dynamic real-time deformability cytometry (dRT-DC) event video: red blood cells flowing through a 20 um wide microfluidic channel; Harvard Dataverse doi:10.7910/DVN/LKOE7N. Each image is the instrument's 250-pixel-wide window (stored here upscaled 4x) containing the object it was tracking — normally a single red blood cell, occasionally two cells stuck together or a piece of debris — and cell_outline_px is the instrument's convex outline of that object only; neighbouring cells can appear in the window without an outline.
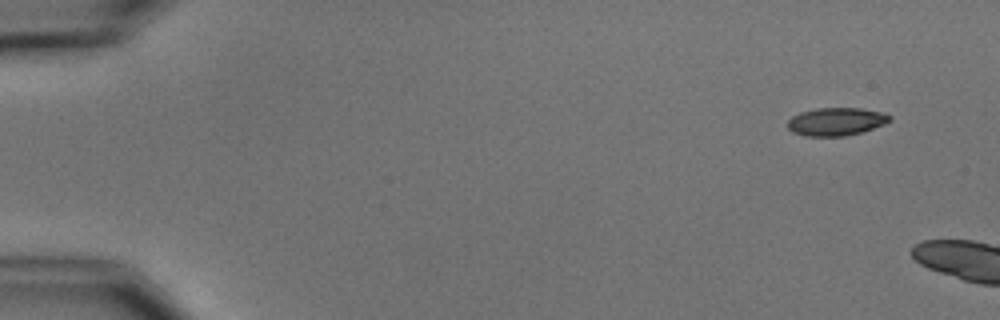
{"species": "common noctule bat (a hibernating species)", "species_latin": "Nyctalus noctula", "temperature_condition": "cold", "stored_images_in_passage": 3, "camera_frame_rate_fps": 3000, "um_per_image_px": 0.085, "animal": {"sex": "male", "body_mass_g": 15.6}, "frame": {"image": 1, "passage_image": 1, "time_ms": 0.0, "image_size_px": [1000, 320], "cell_outline_px": [[892, 120], [884, 124], [860, 132], [844, 136], [808, 136], [792, 132], [788, 128], [788, 120], [792, 116], [800, 112], [816, 108], [860, 108], [884, 112], [892, 116]], "centroid_in_image_um": [71.08, 10.32], "position_along_channel_um": 13.9, "area_um2": 16.65}}